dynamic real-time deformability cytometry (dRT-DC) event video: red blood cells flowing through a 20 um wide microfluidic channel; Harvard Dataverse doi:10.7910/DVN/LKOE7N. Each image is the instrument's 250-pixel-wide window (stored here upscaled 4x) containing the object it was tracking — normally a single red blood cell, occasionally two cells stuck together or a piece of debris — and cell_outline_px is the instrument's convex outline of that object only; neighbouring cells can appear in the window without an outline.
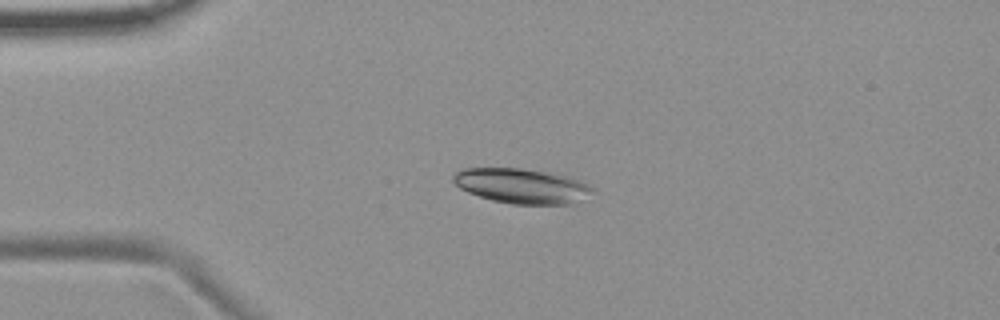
{"species": "common noctule bat (a hibernating species)", "species_latin": "Nyctalus noctula", "temperature_condition": "room temperature", "stored_images_in_passage": 5, "camera_frame_rate_fps": 3000, "um_per_image_px": 0.085, "animal": {"sex": "female", "body_mass_g": 19.9}, "frame": {"image": 1, "passage_image": 3, "time_ms": 2.333, "image_size_px": [1000, 320], "cell_outline_px": [[596, 192], [572, 204], [512, 204], [492, 200], [468, 192], [460, 188], [452, 180], [452, 176], [456, 172], [464, 168], [520, 168], [544, 172], [564, 176], [588, 184]], "centroid_in_image_um": [44.33, 15.81], "position_along_channel_um": 40.7, "area_um2": 28.03}}